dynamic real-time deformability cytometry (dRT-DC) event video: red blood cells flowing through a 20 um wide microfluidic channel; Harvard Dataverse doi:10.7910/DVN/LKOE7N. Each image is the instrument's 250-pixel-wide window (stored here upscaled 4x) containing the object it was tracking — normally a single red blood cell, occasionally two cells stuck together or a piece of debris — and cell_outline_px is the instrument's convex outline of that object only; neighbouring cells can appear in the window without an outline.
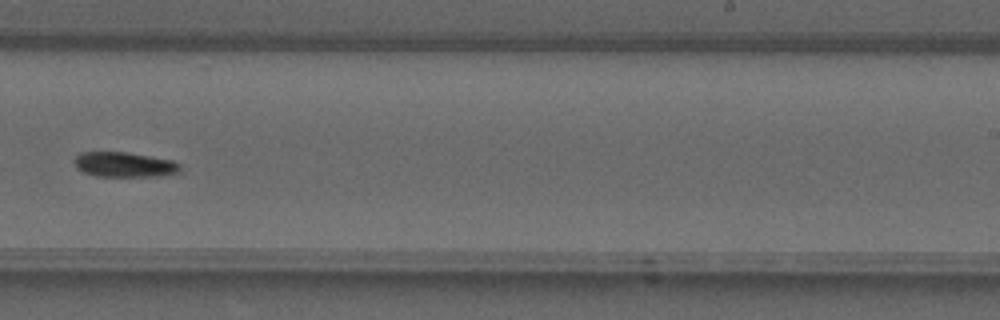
{"species": "common noctule bat (a hibernating species)", "species_latin": "Nyctalus noctula", "temperature_condition": "warm", "stored_images_in_passage": 35, "camera_frame_rate_fps": 3000, "um_per_image_px": 0.085, "animal": {"sex": "male", "forearm_length_mm": 52.5}, "frame": {"image": 1, "passage_image": 20, "time_ms": 6.333, "image_size_px": [1000, 320], "cell_outline_px": [[180, 172], [164, 176], [96, 176], [84, 172], [76, 168], [72, 160], [80, 152], [124, 152], [172, 160], [180, 164]], "centroid_in_image_um": [10.55, 13.99], "position_along_channel_um": 278.5, "area_um2": 15.43}}
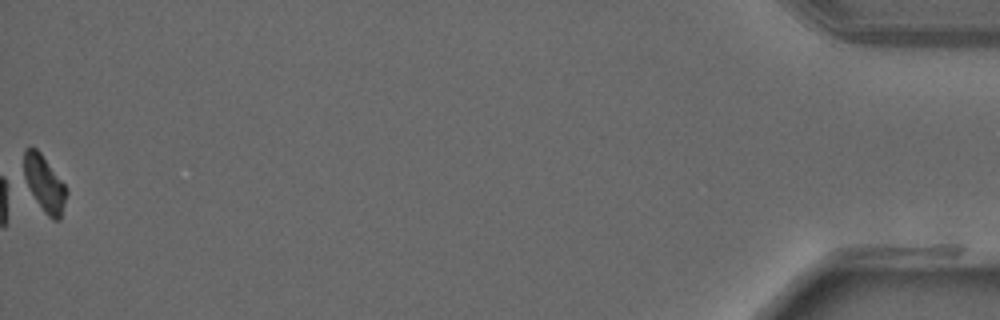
{"frame": {"image": 2, "passage_image": 35, "time_ms": 11.333, "image_size_px": [1000, 320], "cell_outline_px": [[68, 192], [60, 220], [52, 220], [44, 212], [20, 176], [24, 148], [36, 148], [40, 152], [64, 184]], "centroid_in_image_um": [3.7, 15.58], "position_along_channel_um": 431.5, "area_um2": 14.33}}